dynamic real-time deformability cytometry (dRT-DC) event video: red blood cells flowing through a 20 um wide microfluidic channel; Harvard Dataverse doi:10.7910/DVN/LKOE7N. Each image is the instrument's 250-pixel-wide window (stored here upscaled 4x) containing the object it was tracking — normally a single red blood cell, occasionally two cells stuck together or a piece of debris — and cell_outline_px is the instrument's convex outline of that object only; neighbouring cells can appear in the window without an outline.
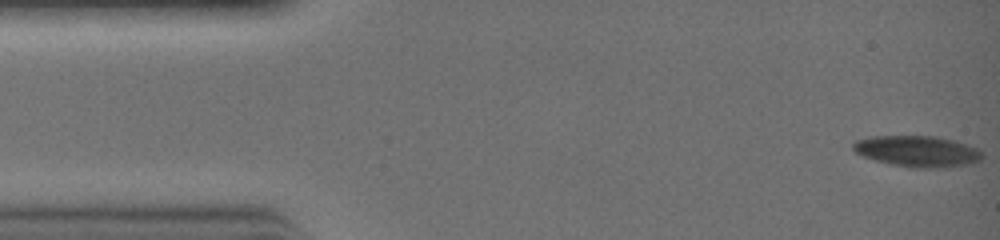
{"species": "common noctule bat (a hibernating species)", "species_latin": "Nyctalus noctula", "temperature_condition": "warm", "stored_images_in_passage": 7, "camera_frame_rate_fps": 3000, "um_per_image_px": 0.085, "animal": {"sex": "female", "body_mass_g": 19.0, "forearm_length_mm": 51.5}, "frame": {"image": 1, "passage_image": 1, "time_ms": 0.0, "image_size_px": [1000, 240], "cell_outline_px": [[984, 156], [980, 160], [964, 164], [932, 168], [908, 168], [876, 160], [864, 156], [856, 152], [852, 148], [852, 144], [856, 140], [868, 136], [936, 136], [952, 140], [976, 148], [984, 152]], "centroid_in_image_um": [77.94, 12.85], "position_along_channel_um": 7.1, "area_um2": 23.18}}